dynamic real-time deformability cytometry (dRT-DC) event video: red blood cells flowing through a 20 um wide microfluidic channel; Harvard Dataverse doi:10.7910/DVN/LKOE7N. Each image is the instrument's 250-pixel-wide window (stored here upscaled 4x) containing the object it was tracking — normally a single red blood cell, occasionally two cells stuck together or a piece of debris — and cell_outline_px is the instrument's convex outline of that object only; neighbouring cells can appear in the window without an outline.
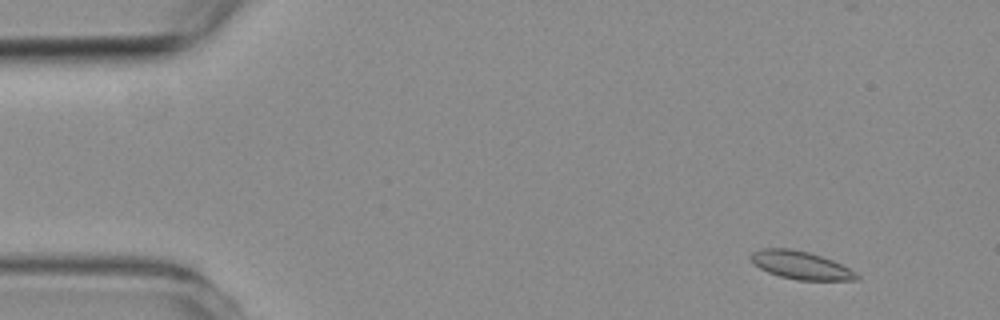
{"species": "common noctule bat (a hibernating species)", "species_latin": "Nyctalus noctula", "temperature_condition": "room temperature", "stored_images_in_passage": 4, "segment_of_instrument_passage": [2, 2], "camera_frame_rate_fps": 3000, "um_per_image_px": 0.085, "animal": {"sex": "female", "body_mass_g": 19.3, "forearm_length_mm": 54.1}, "frame": {"image": 1, "passage_image": 4, "time_ms": 5.667, "image_size_px": [1000, 320], "cell_outline_px": [[860, 280], [796, 280], [780, 276], [768, 272], [760, 268], [748, 256], [752, 252], [764, 248], [788, 248], [808, 252], [832, 260], [856, 272], [860, 276]], "centroid_in_image_um": [68.07, 22.55], "position_along_channel_um": 16.9, "area_um2": 17.11}}